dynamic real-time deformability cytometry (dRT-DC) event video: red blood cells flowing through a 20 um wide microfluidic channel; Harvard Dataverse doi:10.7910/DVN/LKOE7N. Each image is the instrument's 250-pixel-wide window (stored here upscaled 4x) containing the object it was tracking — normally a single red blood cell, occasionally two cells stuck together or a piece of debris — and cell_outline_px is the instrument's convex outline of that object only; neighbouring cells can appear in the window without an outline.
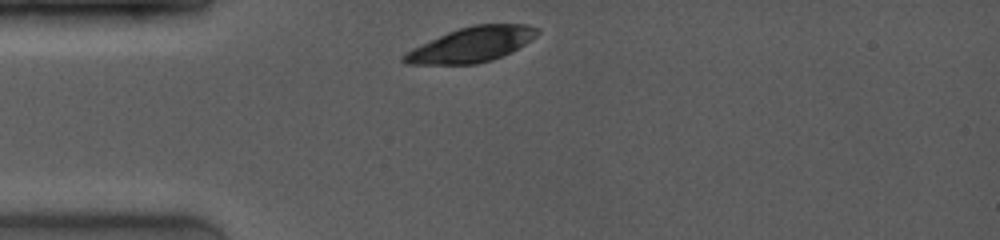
{"species": "common noctule bat (a hibernating species)", "species_latin": "Nyctalus noctula", "temperature_condition": "room temperature", "stored_images_in_passage": 3, "camera_frame_rate_fps": 4000, "um_per_image_px": 0.085, "animal": {"sex": "female", "body_mass_g": 19.0, "forearm_length_mm": 53.3}, "frame": {"image": 1, "passage_image": 1, "time_ms": 0.0, "image_size_px": [1000, 240], "cell_outline_px": [[540, 32], [532, 40], [512, 52], [492, 60], [476, 64], [404, 64], [400, 60], [400, 56], [412, 48], [448, 32], [460, 28], [476, 24], [528, 24], [540, 28]], "centroid_in_image_um": [40.1, 3.79], "position_along_channel_um": 44.9, "area_um2": 27.28}}